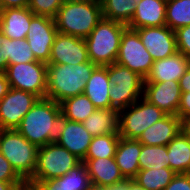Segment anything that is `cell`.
Returning a JSON list of instances; mask_svg holds the SVG:
<instances>
[{
  "instance_id": "1",
  "label": "cell",
  "mask_w": 190,
  "mask_h": 190,
  "mask_svg": "<svg viewBox=\"0 0 190 190\" xmlns=\"http://www.w3.org/2000/svg\"><path fill=\"white\" fill-rule=\"evenodd\" d=\"M61 117L60 103L39 98L16 130L35 146L42 147L55 141Z\"/></svg>"
},
{
  "instance_id": "2",
  "label": "cell",
  "mask_w": 190,
  "mask_h": 190,
  "mask_svg": "<svg viewBox=\"0 0 190 190\" xmlns=\"http://www.w3.org/2000/svg\"><path fill=\"white\" fill-rule=\"evenodd\" d=\"M103 19L100 0H65L54 17L57 31L85 39Z\"/></svg>"
},
{
  "instance_id": "3",
  "label": "cell",
  "mask_w": 190,
  "mask_h": 190,
  "mask_svg": "<svg viewBox=\"0 0 190 190\" xmlns=\"http://www.w3.org/2000/svg\"><path fill=\"white\" fill-rule=\"evenodd\" d=\"M96 65L91 61L80 64H47L46 98L57 103L83 94L86 82Z\"/></svg>"
},
{
  "instance_id": "4",
  "label": "cell",
  "mask_w": 190,
  "mask_h": 190,
  "mask_svg": "<svg viewBox=\"0 0 190 190\" xmlns=\"http://www.w3.org/2000/svg\"><path fill=\"white\" fill-rule=\"evenodd\" d=\"M127 25L103 18L84 39L89 60L96 66L115 63L121 38Z\"/></svg>"
},
{
  "instance_id": "5",
  "label": "cell",
  "mask_w": 190,
  "mask_h": 190,
  "mask_svg": "<svg viewBox=\"0 0 190 190\" xmlns=\"http://www.w3.org/2000/svg\"><path fill=\"white\" fill-rule=\"evenodd\" d=\"M38 151L39 147L29 142L16 129H0V153L25 182L34 174Z\"/></svg>"
},
{
  "instance_id": "6",
  "label": "cell",
  "mask_w": 190,
  "mask_h": 190,
  "mask_svg": "<svg viewBox=\"0 0 190 190\" xmlns=\"http://www.w3.org/2000/svg\"><path fill=\"white\" fill-rule=\"evenodd\" d=\"M108 80L111 83L109 92L111 108L118 111L127 108L143 95L144 79L116 62L108 65Z\"/></svg>"
},
{
  "instance_id": "7",
  "label": "cell",
  "mask_w": 190,
  "mask_h": 190,
  "mask_svg": "<svg viewBox=\"0 0 190 190\" xmlns=\"http://www.w3.org/2000/svg\"><path fill=\"white\" fill-rule=\"evenodd\" d=\"M82 160L55 141L39 147L37 165L28 182L46 181L62 177Z\"/></svg>"
},
{
  "instance_id": "8",
  "label": "cell",
  "mask_w": 190,
  "mask_h": 190,
  "mask_svg": "<svg viewBox=\"0 0 190 190\" xmlns=\"http://www.w3.org/2000/svg\"><path fill=\"white\" fill-rule=\"evenodd\" d=\"M141 100V103H138L137 100L129 107L119 110L120 137L138 140L148 127L167 115L143 97H141Z\"/></svg>"
},
{
  "instance_id": "9",
  "label": "cell",
  "mask_w": 190,
  "mask_h": 190,
  "mask_svg": "<svg viewBox=\"0 0 190 190\" xmlns=\"http://www.w3.org/2000/svg\"><path fill=\"white\" fill-rule=\"evenodd\" d=\"M10 88L31 92L46 98L47 64L40 61L11 64L5 70Z\"/></svg>"
},
{
  "instance_id": "10",
  "label": "cell",
  "mask_w": 190,
  "mask_h": 190,
  "mask_svg": "<svg viewBox=\"0 0 190 190\" xmlns=\"http://www.w3.org/2000/svg\"><path fill=\"white\" fill-rule=\"evenodd\" d=\"M153 62L138 33L127 27L121 38L116 63L129 68L145 80Z\"/></svg>"
},
{
  "instance_id": "11",
  "label": "cell",
  "mask_w": 190,
  "mask_h": 190,
  "mask_svg": "<svg viewBox=\"0 0 190 190\" xmlns=\"http://www.w3.org/2000/svg\"><path fill=\"white\" fill-rule=\"evenodd\" d=\"M38 99L31 92L10 88L0 100V129H16Z\"/></svg>"
},
{
  "instance_id": "12",
  "label": "cell",
  "mask_w": 190,
  "mask_h": 190,
  "mask_svg": "<svg viewBox=\"0 0 190 190\" xmlns=\"http://www.w3.org/2000/svg\"><path fill=\"white\" fill-rule=\"evenodd\" d=\"M58 31L54 18L34 15L31 18L26 40L37 61L48 63L51 47Z\"/></svg>"
},
{
  "instance_id": "13",
  "label": "cell",
  "mask_w": 190,
  "mask_h": 190,
  "mask_svg": "<svg viewBox=\"0 0 190 190\" xmlns=\"http://www.w3.org/2000/svg\"><path fill=\"white\" fill-rule=\"evenodd\" d=\"M153 61L174 55L177 51L175 31L164 25L135 29Z\"/></svg>"
},
{
  "instance_id": "14",
  "label": "cell",
  "mask_w": 190,
  "mask_h": 190,
  "mask_svg": "<svg viewBox=\"0 0 190 190\" xmlns=\"http://www.w3.org/2000/svg\"><path fill=\"white\" fill-rule=\"evenodd\" d=\"M88 51L84 39L58 32L51 47L47 64H80L88 62Z\"/></svg>"
},
{
  "instance_id": "15",
  "label": "cell",
  "mask_w": 190,
  "mask_h": 190,
  "mask_svg": "<svg viewBox=\"0 0 190 190\" xmlns=\"http://www.w3.org/2000/svg\"><path fill=\"white\" fill-rule=\"evenodd\" d=\"M182 92L178 81L144 82L143 98L167 115H177Z\"/></svg>"
},
{
  "instance_id": "16",
  "label": "cell",
  "mask_w": 190,
  "mask_h": 190,
  "mask_svg": "<svg viewBox=\"0 0 190 190\" xmlns=\"http://www.w3.org/2000/svg\"><path fill=\"white\" fill-rule=\"evenodd\" d=\"M92 136L82 123L65 118L60 119L58 133L55 142L70 153L76 155L80 160L86 157Z\"/></svg>"
},
{
  "instance_id": "17",
  "label": "cell",
  "mask_w": 190,
  "mask_h": 190,
  "mask_svg": "<svg viewBox=\"0 0 190 190\" xmlns=\"http://www.w3.org/2000/svg\"><path fill=\"white\" fill-rule=\"evenodd\" d=\"M190 67V59L180 52L153 62L144 82L178 81Z\"/></svg>"
},
{
  "instance_id": "18",
  "label": "cell",
  "mask_w": 190,
  "mask_h": 190,
  "mask_svg": "<svg viewBox=\"0 0 190 190\" xmlns=\"http://www.w3.org/2000/svg\"><path fill=\"white\" fill-rule=\"evenodd\" d=\"M91 185L110 187L126 181L114 158L83 159Z\"/></svg>"
},
{
  "instance_id": "19",
  "label": "cell",
  "mask_w": 190,
  "mask_h": 190,
  "mask_svg": "<svg viewBox=\"0 0 190 190\" xmlns=\"http://www.w3.org/2000/svg\"><path fill=\"white\" fill-rule=\"evenodd\" d=\"M35 14L28 8H7L0 10V32L9 39H26Z\"/></svg>"
},
{
  "instance_id": "20",
  "label": "cell",
  "mask_w": 190,
  "mask_h": 190,
  "mask_svg": "<svg viewBox=\"0 0 190 190\" xmlns=\"http://www.w3.org/2000/svg\"><path fill=\"white\" fill-rule=\"evenodd\" d=\"M166 5L167 0H142L127 27L135 30L166 25Z\"/></svg>"
},
{
  "instance_id": "21",
  "label": "cell",
  "mask_w": 190,
  "mask_h": 190,
  "mask_svg": "<svg viewBox=\"0 0 190 190\" xmlns=\"http://www.w3.org/2000/svg\"><path fill=\"white\" fill-rule=\"evenodd\" d=\"M180 131L181 119L177 115H166L148 127L138 140L147 146H167Z\"/></svg>"
},
{
  "instance_id": "22",
  "label": "cell",
  "mask_w": 190,
  "mask_h": 190,
  "mask_svg": "<svg viewBox=\"0 0 190 190\" xmlns=\"http://www.w3.org/2000/svg\"><path fill=\"white\" fill-rule=\"evenodd\" d=\"M141 150L142 143L139 140L120 137L114 159L126 180L134 179L139 172Z\"/></svg>"
},
{
  "instance_id": "23",
  "label": "cell",
  "mask_w": 190,
  "mask_h": 190,
  "mask_svg": "<svg viewBox=\"0 0 190 190\" xmlns=\"http://www.w3.org/2000/svg\"><path fill=\"white\" fill-rule=\"evenodd\" d=\"M111 83L108 80V66H96L91 77L86 82L84 94L97 109L111 108Z\"/></svg>"
},
{
  "instance_id": "24",
  "label": "cell",
  "mask_w": 190,
  "mask_h": 190,
  "mask_svg": "<svg viewBox=\"0 0 190 190\" xmlns=\"http://www.w3.org/2000/svg\"><path fill=\"white\" fill-rule=\"evenodd\" d=\"M82 124L92 137L119 133V111L114 108L96 109Z\"/></svg>"
},
{
  "instance_id": "25",
  "label": "cell",
  "mask_w": 190,
  "mask_h": 190,
  "mask_svg": "<svg viewBox=\"0 0 190 190\" xmlns=\"http://www.w3.org/2000/svg\"><path fill=\"white\" fill-rule=\"evenodd\" d=\"M169 168L177 173L190 172V140L179 132L167 145Z\"/></svg>"
},
{
  "instance_id": "26",
  "label": "cell",
  "mask_w": 190,
  "mask_h": 190,
  "mask_svg": "<svg viewBox=\"0 0 190 190\" xmlns=\"http://www.w3.org/2000/svg\"><path fill=\"white\" fill-rule=\"evenodd\" d=\"M60 107L62 118L80 123L97 109L84 93L63 100Z\"/></svg>"
},
{
  "instance_id": "27",
  "label": "cell",
  "mask_w": 190,
  "mask_h": 190,
  "mask_svg": "<svg viewBox=\"0 0 190 190\" xmlns=\"http://www.w3.org/2000/svg\"><path fill=\"white\" fill-rule=\"evenodd\" d=\"M142 0H100L103 18L128 25Z\"/></svg>"
},
{
  "instance_id": "28",
  "label": "cell",
  "mask_w": 190,
  "mask_h": 190,
  "mask_svg": "<svg viewBox=\"0 0 190 190\" xmlns=\"http://www.w3.org/2000/svg\"><path fill=\"white\" fill-rule=\"evenodd\" d=\"M3 58L8 64L37 61L26 39H9L2 34Z\"/></svg>"
},
{
  "instance_id": "29",
  "label": "cell",
  "mask_w": 190,
  "mask_h": 190,
  "mask_svg": "<svg viewBox=\"0 0 190 190\" xmlns=\"http://www.w3.org/2000/svg\"><path fill=\"white\" fill-rule=\"evenodd\" d=\"M175 175L169 167L142 169L133 180L146 190H164Z\"/></svg>"
},
{
  "instance_id": "30",
  "label": "cell",
  "mask_w": 190,
  "mask_h": 190,
  "mask_svg": "<svg viewBox=\"0 0 190 190\" xmlns=\"http://www.w3.org/2000/svg\"><path fill=\"white\" fill-rule=\"evenodd\" d=\"M119 139V133L92 137L88 152L84 159L114 158Z\"/></svg>"
},
{
  "instance_id": "31",
  "label": "cell",
  "mask_w": 190,
  "mask_h": 190,
  "mask_svg": "<svg viewBox=\"0 0 190 190\" xmlns=\"http://www.w3.org/2000/svg\"><path fill=\"white\" fill-rule=\"evenodd\" d=\"M190 25V0H167L166 26L172 30Z\"/></svg>"
},
{
  "instance_id": "32",
  "label": "cell",
  "mask_w": 190,
  "mask_h": 190,
  "mask_svg": "<svg viewBox=\"0 0 190 190\" xmlns=\"http://www.w3.org/2000/svg\"><path fill=\"white\" fill-rule=\"evenodd\" d=\"M138 162L140 170L169 167L167 146H147L142 144Z\"/></svg>"
},
{
  "instance_id": "33",
  "label": "cell",
  "mask_w": 190,
  "mask_h": 190,
  "mask_svg": "<svg viewBox=\"0 0 190 190\" xmlns=\"http://www.w3.org/2000/svg\"><path fill=\"white\" fill-rule=\"evenodd\" d=\"M90 186L91 182L84 162L65 174V188L67 190H88Z\"/></svg>"
},
{
  "instance_id": "34",
  "label": "cell",
  "mask_w": 190,
  "mask_h": 190,
  "mask_svg": "<svg viewBox=\"0 0 190 190\" xmlns=\"http://www.w3.org/2000/svg\"><path fill=\"white\" fill-rule=\"evenodd\" d=\"M65 0H31L28 8L40 16L54 18Z\"/></svg>"
},
{
  "instance_id": "35",
  "label": "cell",
  "mask_w": 190,
  "mask_h": 190,
  "mask_svg": "<svg viewBox=\"0 0 190 190\" xmlns=\"http://www.w3.org/2000/svg\"><path fill=\"white\" fill-rule=\"evenodd\" d=\"M0 181L10 182L15 188L26 182L17 174L9 161L0 153Z\"/></svg>"
},
{
  "instance_id": "36",
  "label": "cell",
  "mask_w": 190,
  "mask_h": 190,
  "mask_svg": "<svg viewBox=\"0 0 190 190\" xmlns=\"http://www.w3.org/2000/svg\"><path fill=\"white\" fill-rule=\"evenodd\" d=\"M177 51L190 59V25L175 30Z\"/></svg>"
},
{
  "instance_id": "37",
  "label": "cell",
  "mask_w": 190,
  "mask_h": 190,
  "mask_svg": "<svg viewBox=\"0 0 190 190\" xmlns=\"http://www.w3.org/2000/svg\"><path fill=\"white\" fill-rule=\"evenodd\" d=\"M27 183L31 184L35 190H67L65 188V175L46 181H35Z\"/></svg>"
},
{
  "instance_id": "38",
  "label": "cell",
  "mask_w": 190,
  "mask_h": 190,
  "mask_svg": "<svg viewBox=\"0 0 190 190\" xmlns=\"http://www.w3.org/2000/svg\"><path fill=\"white\" fill-rule=\"evenodd\" d=\"M164 190H190L188 173H177Z\"/></svg>"
},
{
  "instance_id": "39",
  "label": "cell",
  "mask_w": 190,
  "mask_h": 190,
  "mask_svg": "<svg viewBox=\"0 0 190 190\" xmlns=\"http://www.w3.org/2000/svg\"><path fill=\"white\" fill-rule=\"evenodd\" d=\"M177 116L180 119L190 117V92H182Z\"/></svg>"
},
{
  "instance_id": "40",
  "label": "cell",
  "mask_w": 190,
  "mask_h": 190,
  "mask_svg": "<svg viewBox=\"0 0 190 190\" xmlns=\"http://www.w3.org/2000/svg\"><path fill=\"white\" fill-rule=\"evenodd\" d=\"M31 0H0V10L28 7Z\"/></svg>"
},
{
  "instance_id": "41",
  "label": "cell",
  "mask_w": 190,
  "mask_h": 190,
  "mask_svg": "<svg viewBox=\"0 0 190 190\" xmlns=\"http://www.w3.org/2000/svg\"><path fill=\"white\" fill-rule=\"evenodd\" d=\"M181 92H190V67L179 80Z\"/></svg>"
},
{
  "instance_id": "42",
  "label": "cell",
  "mask_w": 190,
  "mask_h": 190,
  "mask_svg": "<svg viewBox=\"0 0 190 190\" xmlns=\"http://www.w3.org/2000/svg\"><path fill=\"white\" fill-rule=\"evenodd\" d=\"M10 89L9 82L4 72H0V100L8 93Z\"/></svg>"
},
{
  "instance_id": "43",
  "label": "cell",
  "mask_w": 190,
  "mask_h": 190,
  "mask_svg": "<svg viewBox=\"0 0 190 190\" xmlns=\"http://www.w3.org/2000/svg\"><path fill=\"white\" fill-rule=\"evenodd\" d=\"M181 132L190 140V117L181 119Z\"/></svg>"
},
{
  "instance_id": "44",
  "label": "cell",
  "mask_w": 190,
  "mask_h": 190,
  "mask_svg": "<svg viewBox=\"0 0 190 190\" xmlns=\"http://www.w3.org/2000/svg\"><path fill=\"white\" fill-rule=\"evenodd\" d=\"M2 44V33L0 32V72H5L6 68L8 67V64L4 61L3 56V46Z\"/></svg>"
},
{
  "instance_id": "45",
  "label": "cell",
  "mask_w": 190,
  "mask_h": 190,
  "mask_svg": "<svg viewBox=\"0 0 190 190\" xmlns=\"http://www.w3.org/2000/svg\"><path fill=\"white\" fill-rule=\"evenodd\" d=\"M127 190H146L143 187H141L136 181L127 180Z\"/></svg>"
},
{
  "instance_id": "46",
  "label": "cell",
  "mask_w": 190,
  "mask_h": 190,
  "mask_svg": "<svg viewBox=\"0 0 190 190\" xmlns=\"http://www.w3.org/2000/svg\"><path fill=\"white\" fill-rule=\"evenodd\" d=\"M109 190H127V180L123 183L108 187Z\"/></svg>"
},
{
  "instance_id": "47",
  "label": "cell",
  "mask_w": 190,
  "mask_h": 190,
  "mask_svg": "<svg viewBox=\"0 0 190 190\" xmlns=\"http://www.w3.org/2000/svg\"><path fill=\"white\" fill-rule=\"evenodd\" d=\"M16 188L10 182L0 181V190H15Z\"/></svg>"
},
{
  "instance_id": "48",
  "label": "cell",
  "mask_w": 190,
  "mask_h": 190,
  "mask_svg": "<svg viewBox=\"0 0 190 190\" xmlns=\"http://www.w3.org/2000/svg\"><path fill=\"white\" fill-rule=\"evenodd\" d=\"M15 190H32V185H31V184H28V183L26 182L24 185H22V186L16 188Z\"/></svg>"
},
{
  "instance_id": "49",
  "label": "cell",
  "mask_w": 190,
  "mask_h": 190,
  "mask_svg": "<svg viewBox=\"0 0 190 190\" xmlns=\"http://www.w3.org/2000/svg\"><path fill=\"white\" fill-rule=\"evenodd\" d=\"M88 190H109V189L107 187H100V186L91 185Z\"/></svg>"
}]
</instances>
